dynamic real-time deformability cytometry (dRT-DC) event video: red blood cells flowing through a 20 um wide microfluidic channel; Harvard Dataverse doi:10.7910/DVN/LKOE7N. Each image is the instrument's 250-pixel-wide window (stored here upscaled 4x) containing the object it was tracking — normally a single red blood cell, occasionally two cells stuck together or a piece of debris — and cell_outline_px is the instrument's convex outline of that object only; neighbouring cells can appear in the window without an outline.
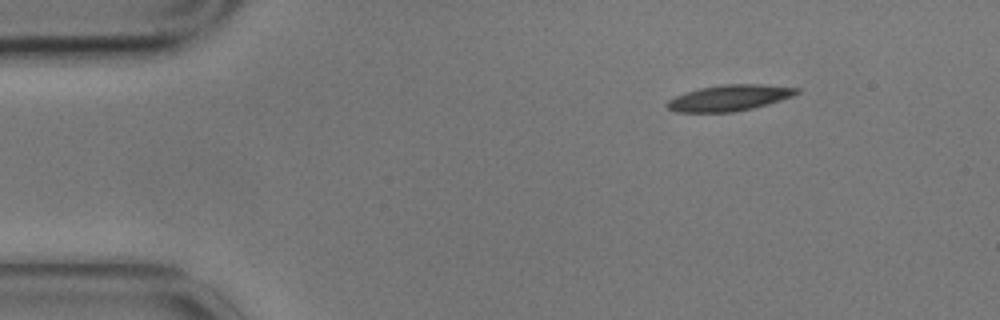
{"species": "common noctule bat (a hibernating species)", "species_latin": "Nyctalus noctula", "temperature_condition": "cold", "stored_images_in_passage": 1, "camera_frame_rate_fps": 3000, "um_per_image_px": 0.085, "animal": {"sex": "male", "body_mass_g": 17.9}, "frame": {"image": 1, "passage_image": 1, "time_ms": 0.0, "image_size_px": [1000, 320], "cell_outline_px": [[800, 92], [792, 96], [768, 104], [752, 108], [732, 112], [676, 112], [668, 108], [664, 104], [668, 100], [676, 96], [700, 88], [724, 84], [760, 84], [800, 88]], "centroid_in_image_um": [62.0, 8.32], "position_along_channel_um": 23.0, "area_um2": 19.48}}